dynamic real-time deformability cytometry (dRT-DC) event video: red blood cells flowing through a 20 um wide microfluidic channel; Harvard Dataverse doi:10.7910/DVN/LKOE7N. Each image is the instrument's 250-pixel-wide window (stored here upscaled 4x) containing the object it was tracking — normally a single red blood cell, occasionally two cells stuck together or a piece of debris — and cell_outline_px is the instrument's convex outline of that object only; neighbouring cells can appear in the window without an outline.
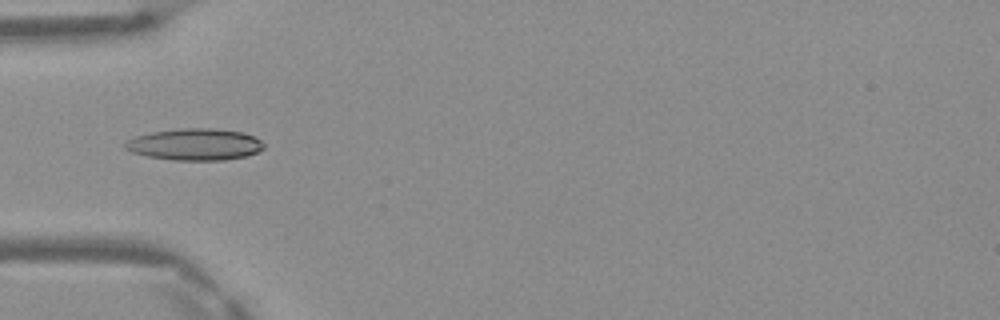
{"species": "Egyptian fruit bat (a non-hibernating species)", "species_latin": "Rousettus aegyptiacus", "temperature_condition": "warm", "stored_images_in_passage": 48, "camera_frame_rate_fps": 3000, "um_per_image_px": 0.085, "frame": {"image": 1, "passage_image": 15, "time_ms": 4.667, "image_size_px": [1000, 320], "cell_outline_px": [[264, 148], [248, 156], [224, 160], [172, 160], [148, 156], [132, 152], [124, 148], [124, 144], [128, 140], [136, 136], [152, 132], [180, 128], [212, 128], [244, 132], [260, 140], [264, 144]], "centroid_in_image_um": [16.58, 12.27], "position_along_channel_um": 68.4, "area_um2": 25.61}}
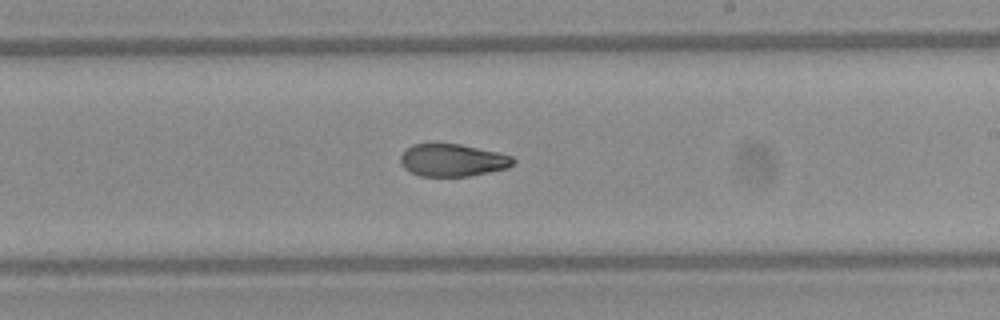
{"frame": {"image": 2, "passage_image": 28, "time_ms": 9.0, "image_size_px": [1000, 320], "cell_outline_px": [[516, 160], [508, 168], [468, 176], [420, 176], [404, 168], [400, 164], [400, 156], [412, 144], [436, 140], [460, 144], [500, 152], [512, 156]], "centroid_in_image_um": [38.44, 13.57], "position_along_channel_um": 250.6, "area_um2": 21.96}}
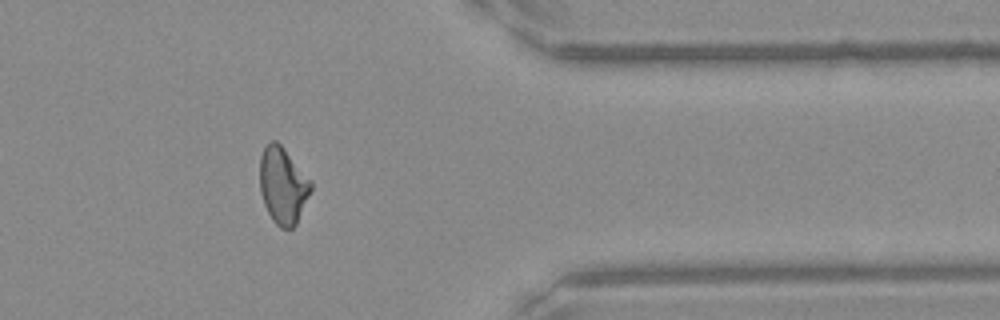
{"frame": {"image": 3, "passage_image": 39, "time_ms": 12.667, "image_size_px": [1000, 320], "cell_outline_px": [[312, 188], [296, 224], [292, 228], [280, 228], [272, 220], [264, 204], [260, 192], [260, 156], [264, 148], [272, 140], [276, 140], [284, 148], [312, 180]], "centroid_in_image_um": [24.05, 15.76], "position_along_channel_um": 387.4, "area_um2": 22.77}, "authors_computed_cell_mechanics": {"area_um2": 23.0333, "velocity_mm_per_s": 4.1827, "shape_relaxation_time_tau1_ms": 10.8694, "shape_relaxation_time_tau2_ms": 3.0775, "deformation_change_tau1": 0.2888, "deformation_change_tau2": 0.0948}}